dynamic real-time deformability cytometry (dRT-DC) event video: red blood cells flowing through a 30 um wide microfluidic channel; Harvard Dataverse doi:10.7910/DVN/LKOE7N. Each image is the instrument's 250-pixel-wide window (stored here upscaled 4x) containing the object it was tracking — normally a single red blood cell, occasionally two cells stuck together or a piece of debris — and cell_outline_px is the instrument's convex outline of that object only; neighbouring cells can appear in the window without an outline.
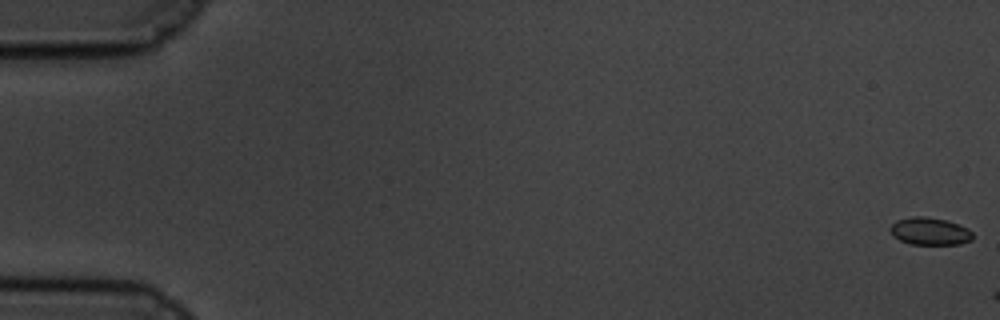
{"species": "common noctule bat (a hibernating species)", "species_latin": "Nyctalus noctula", "temperature_condition": "cold", "stored_images_in_passage": 7, "camera_frame_rate_fps": 3000, "um_per_image_px": 0.085, "animal": {"sex": "male", "body_mass_g": 19.5, "forearm_length_mm": 54.6}, "frame": {"image": 1, "passage_image": 1, "time_ms": 0.0, "image_size_px": [1000, 320], "cell_outline_px": [[972, 240], [960, 244], [912, 244], [900, 240], [892, 236], [888, 228], [896, 220], [912, 216], [924, 216], [948, 220], [968, 228], [972, 232]], "centroid_in_image_um": [79.01, 19.64], "position_along_channel_um": 6.0, "area_um2": 13.35}}